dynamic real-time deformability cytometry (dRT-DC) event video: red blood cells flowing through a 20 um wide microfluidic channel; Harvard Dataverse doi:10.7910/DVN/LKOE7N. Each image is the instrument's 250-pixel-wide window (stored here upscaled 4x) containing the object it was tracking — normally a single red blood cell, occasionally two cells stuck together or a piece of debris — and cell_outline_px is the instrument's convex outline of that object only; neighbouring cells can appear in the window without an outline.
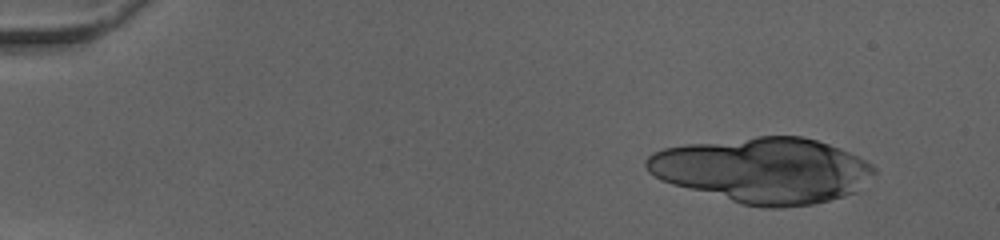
{"species": "human", "species_latin": "Homo sapiens", "temperature_condition": "cold", "stored_images_in_passage": 32, "camera_frame_rate_fps": 3000, "um_per_image_px": 0.085, "donor": {"sex": "female"}, "frame": {"image": 1, "passage_image": 1, "time_ms": 0.0, "image_size_px": [1000, 240], "cell_outline_px": [[828, 156], [656, 156], [660, 152], [676, 148], [768, 136], [792, 136], [812, 140], [824, 144], [828, 148]], "centroid_in_image_um": [64.14, 12.59], "position_along_channel_um": 20.9, "area_um2": 17.63}}
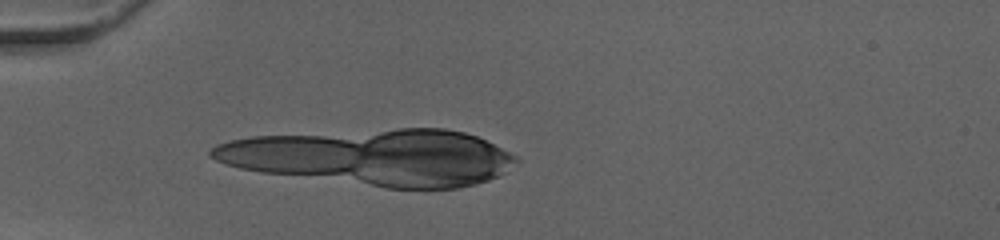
{"frame": {"image": 2, "passage_image": 11, "time_ms": 3.333, "image_size_px": [1000, 240], "cell_outline_px": [[492, 148], [488, 152], [400, 156], [360, 156], [244, 140], [284, 136], [420, 128], [424, 128], [456, 132], [472, 136], [488, 144]], "centroid_in_image_um": [32.78, 12.13], "position_along_channel_um": 52.2, "area_um2": 32.14}}
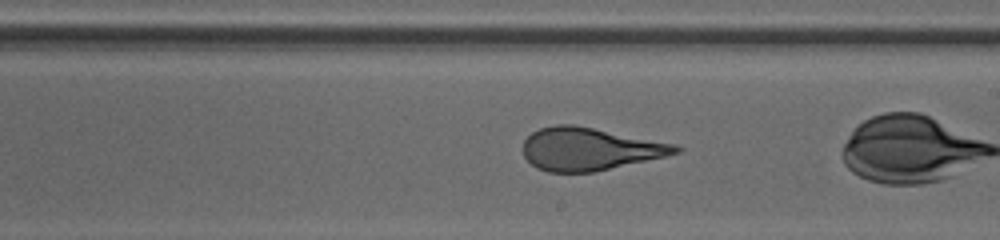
{"frame": {"image": 3, "passage_image": 25, "time_ms": 8.0, "image_size_px": [1000, 240], "cell_outline_px": [[676, 148], [668, 152], [604, 168], [580, 172], [560, 172], [544, 168], [536, 164], [532, 160], [548, 128], [584, 128]], "centroid_in_image_um": [50.19, 12.75], "position_along_channel_um": 238.8, "area_um2": 29.25}}